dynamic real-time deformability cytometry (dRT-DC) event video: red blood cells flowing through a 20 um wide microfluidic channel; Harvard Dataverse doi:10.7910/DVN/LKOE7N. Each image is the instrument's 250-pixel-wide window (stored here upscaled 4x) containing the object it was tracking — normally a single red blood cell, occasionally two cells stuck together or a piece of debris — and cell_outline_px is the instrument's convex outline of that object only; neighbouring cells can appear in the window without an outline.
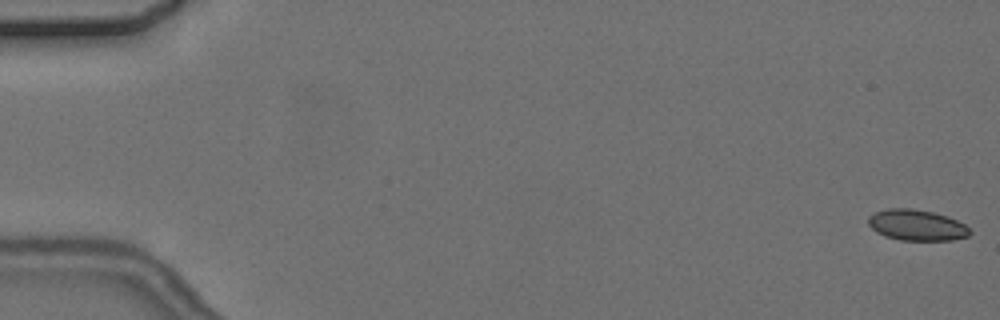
{"species": "common noctule bat (a hibernating species)", "species_latin": "Nyctalus noctula", "temperature_condition": "cold", "stored_images_in_passage": 5, "camera_frame_rate_fps": 3000, "um_per_image_px": 0.085, "animal": {"sex": "female", "body_mass_g": 24.6, "forearm_length_mm": 56.2}, "frame": {"image": 1, "passage_image": 1, "time_ms": 0.0, "image_size_px": [1000, 320], "cell_outline_px": [[972, 232], [968, 236], [952, 240], [900, 240], [884, 236], [876, 232], [868, 224], [868, 216], [876, 212], [888, 208], [912, 208], [932, 212], [948, 216], [964, 224]], "centroid_in_image_um": [77.91, 19.13], "position_along_channel_um": 7.1, "area_um2": 18.32}}